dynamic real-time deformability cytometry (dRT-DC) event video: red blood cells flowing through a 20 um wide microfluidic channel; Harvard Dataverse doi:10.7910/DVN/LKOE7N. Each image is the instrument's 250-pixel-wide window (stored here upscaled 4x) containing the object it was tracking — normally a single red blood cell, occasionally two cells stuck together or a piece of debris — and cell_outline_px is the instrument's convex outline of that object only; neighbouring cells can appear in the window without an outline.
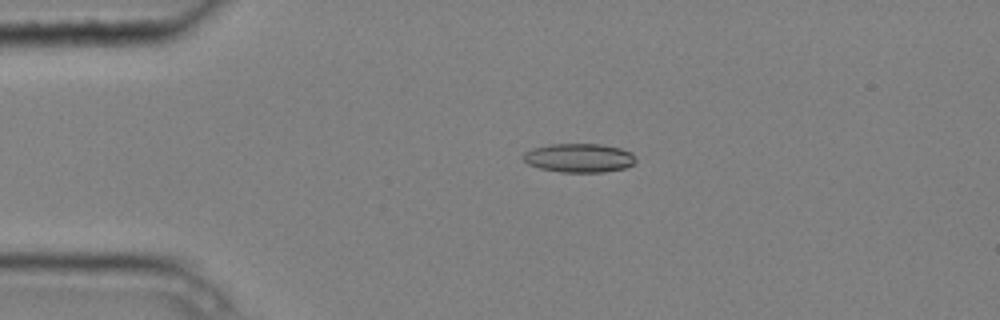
{"species": "common noctule bat (a hibernating species)", "species_latin": "Nyctalus noctula", "temperature_condition": "cold", "stored_images_in_passage": 5, "camera_frame_rate_fps": 3000, "um_per_image_px": 0.085, "animal": {"sex": "male", "body_mass_g": 20.4}, "frame": {"image": 1, "passage_image": 3, "time_ms": 0.667, "image_size_px": [1000, 320], "cell_outline_px": [[636, 160], [632, 164], [624, 168], [604, 172], [560, 172], [540, 168], [528, 164], [520, 156], [524, 152], [532, 148], [548, 144], [600, 144], [620, 148], [632, 152]], "centroid_in_image_um": [49.19, 13.41], "position_along_channel_um": 35.8, "area_um2": 19.02}}
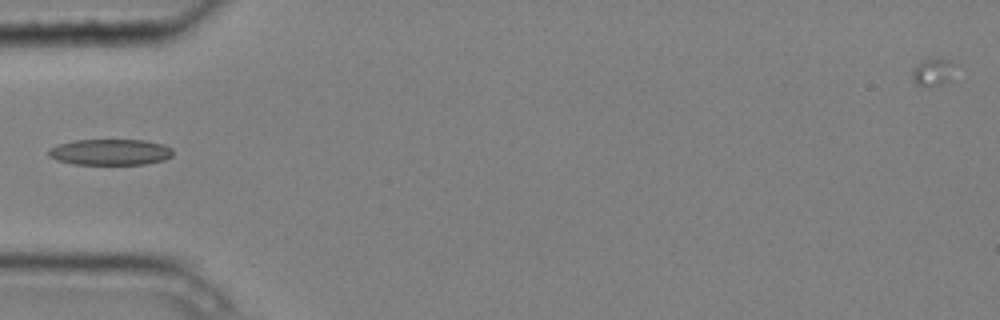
{"frame": {"image": 2, "passage_image": 4, "time_ms": 1.0, "image_size_px": [1000, 320], "cell_outline_px": [[172, 156], [164, 160], [148, 164], [72, 164], [56, 160], [48, 156], [48, 148], [60, 144], [76, 140], [144, 140], [164, 144], [172, 148]], "centroid_in_image_um": [9.38, 12.93], "position_along_channel_um": 75.6, "area_um2": 18.96}}
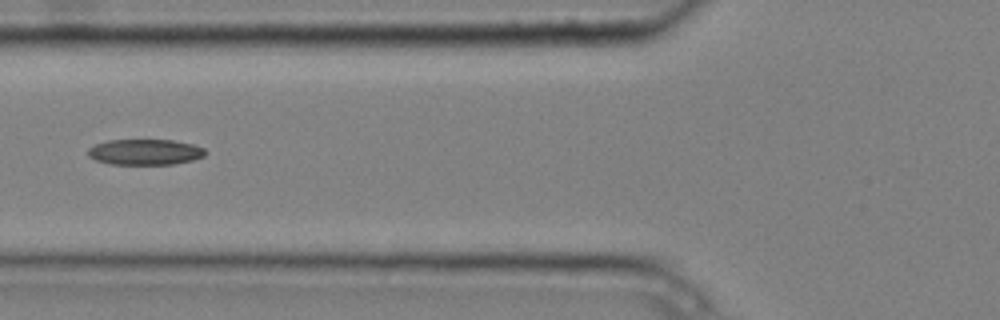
{"frame": {"image": 3, "passage_image": 5, "time_ms": 1.333, "image_size_px": [1000, 320], "cell_outline_px": [[208, 152], [204, 156], [192, 160], [172, 164], [108, 164], [96, 160], [88, 156], [88, 148], [96, 144], [108, 140], [172, 140], [192, 144], [204, 148]], "centroid_in_image_um": [12.33, 12.92], "position_along_channel_um": 113.5, "area_um2": 17.57}}